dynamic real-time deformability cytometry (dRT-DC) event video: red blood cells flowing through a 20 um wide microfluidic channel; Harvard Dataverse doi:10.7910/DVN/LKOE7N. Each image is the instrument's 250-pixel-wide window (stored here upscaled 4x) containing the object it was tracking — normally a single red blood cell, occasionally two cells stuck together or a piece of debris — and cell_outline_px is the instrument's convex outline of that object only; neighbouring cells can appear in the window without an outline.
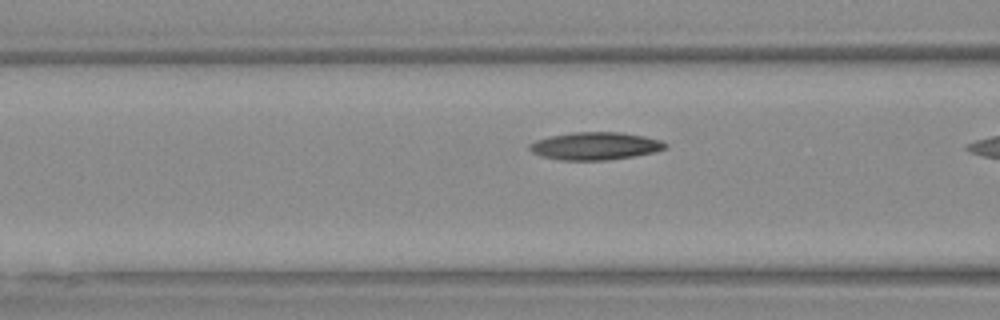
{"species": "Egyptian fruit bat (a non-hibernating species)", "species_latin": "Rousettus aegyptiacus", "temperature_condition": "warm", "stored_images_in_passage": 9, "camera_frame_rate_fps": 3000, "um_per_image_px": 0.085, "animal": {"sex": "female"}, "frame": {"image": 1, "passage_image": 8, "time_ms": 2.333, "image_size_px": [1000, 320], "cell_outline_px": [[668, 148], [656, 152], [608, 160], [560, 160], [540, 156], [532, 152], [528, 148], [528, 144], [536, 140], [552, 136], [572, 132], [620, 132], [644, 136], [660, 140], [668, 144]], "centroid_in_image_um": [50.6, 12.41], "position_along_channel_um": 116.0, "area_um2": 21.96}}